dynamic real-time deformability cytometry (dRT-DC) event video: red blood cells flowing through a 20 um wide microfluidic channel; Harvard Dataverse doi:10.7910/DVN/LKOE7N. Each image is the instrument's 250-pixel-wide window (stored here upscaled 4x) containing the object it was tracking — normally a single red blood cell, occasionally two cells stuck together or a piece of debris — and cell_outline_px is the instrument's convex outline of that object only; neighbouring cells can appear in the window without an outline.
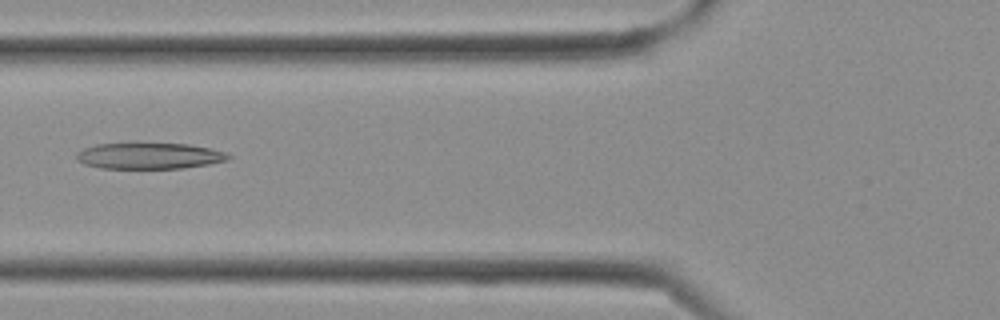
{"species": "Egyptian fruit bat (a non-hibernating species)", "species_latin": "Rousettus aegyptiacus", "temperature_condition": "cold", "stored_images_in_passage": 6, "camera_frame_rate_fps": 3000, "um_per_image_px": 0.085, "frame": {"image": 1, "passage_image": 3, "time_ms": 0.667, "image_size_px": [1000, 320], "cell_outline_px": [[232, 156], [228, 160], [208, 164], [184, 168], [100, 168], [84, 164], [76, 160], [76, 152], [84, 148], [96, 144], [188, 144], [208, 148], [224, 152]], "centroid_in_image_um": [12.66, 13.26], "position_along_channel_um": 113.1, "area_um2": 22.89}}
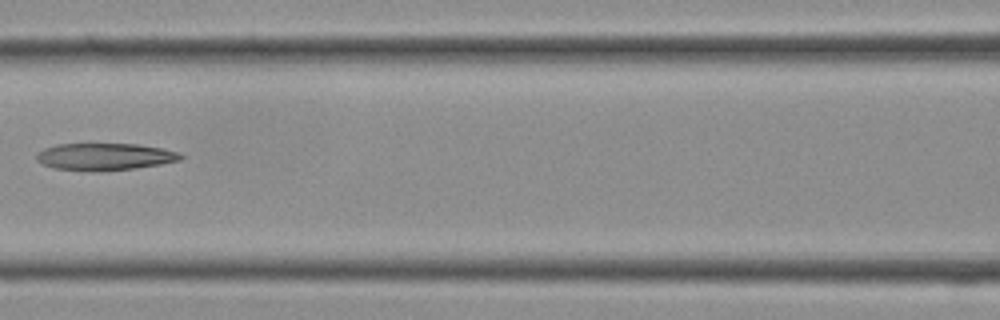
{"frame": {"image": 2, "passage_image": 5, "time_ms": 1.333, "image_size_px": [1000, 320], "cell_outline_px": [[184, 156], [180, 160], [160, 164], [136, 168], [96, 172], [92, 172], [52, 168], [36, 160], [36, 152], [44, 148], [56, 144], [140, 144], [164, 148], [180, 152]], "centroid_in_image_um": [8.9, 13.32], "position_along_channel_um": 157.7, "area_um2": 23.12}}